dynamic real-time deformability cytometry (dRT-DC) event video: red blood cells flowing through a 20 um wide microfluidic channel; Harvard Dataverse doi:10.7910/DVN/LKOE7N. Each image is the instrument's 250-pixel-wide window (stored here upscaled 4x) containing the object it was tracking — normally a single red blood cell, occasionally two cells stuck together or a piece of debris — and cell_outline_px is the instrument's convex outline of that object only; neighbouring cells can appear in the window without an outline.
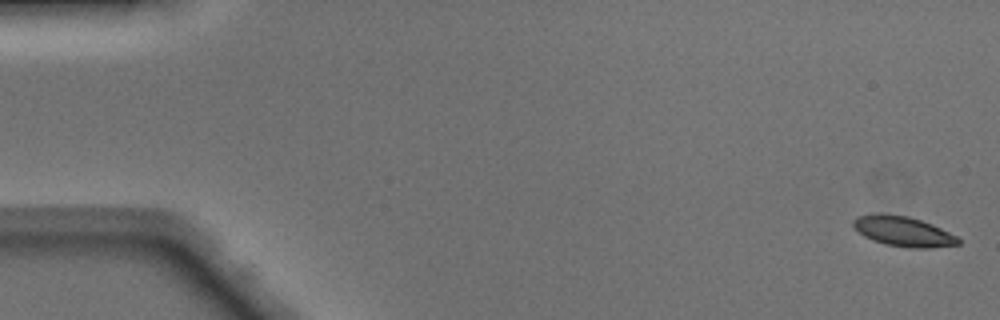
{"species": "Egyptian fruit bat (a non-hibernating species)", "species_latin": "Rousettus aegyptiacus", "temperature_condition": "warm", "stored_images_in_passage": 50, "camera_frame_rate_fps": 3000, "um_per_image_px": 0.085, "animal": {"sex": "male"}, "frame": {"image": 1, "passage_image": 1, "time_ms": 0.0, "image_size_px": [1000, 320], "cell_outline_px": [[960, 244], [928, 248], [908, 248], [888, 244], [872, 240], [864, 236], [852, 224], [852, 220], [860, 216], [876, 212], [880, 212], [908, 216], [932, 224], [956, 236], [960, 240]], "centroid_in_image_um": [76.76, 19.65], "position_along_channel_um": 8.2, "area_um2": 18.26}}
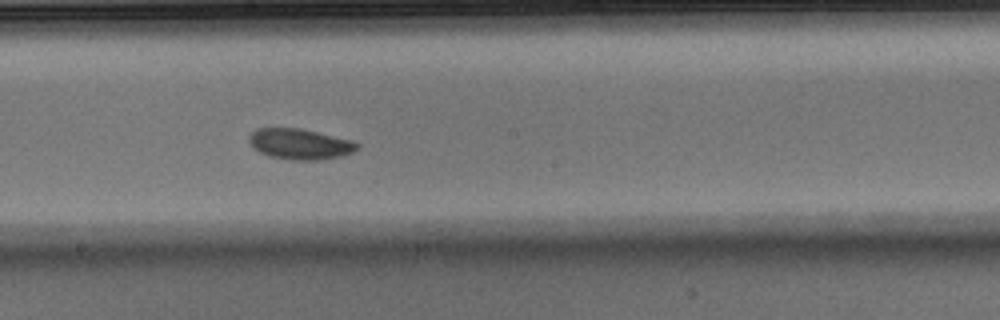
{"frame": {"image": 2, "passage_image": 27, "time_ms": 8.667, "image_size_px": [1000, 320], "cell_outline_px": [[360, 148], [344, 156], [320, 160], [292, 160], [268, 156], [252, 148], [248, 140], [248, 136], [256, 128], [300, 128], [352, 140], [360, 144]], "centroid_in_image_um": [25.5, 12.25], "position_along_channel_um": 222.7, "area_um2": 19.59}}
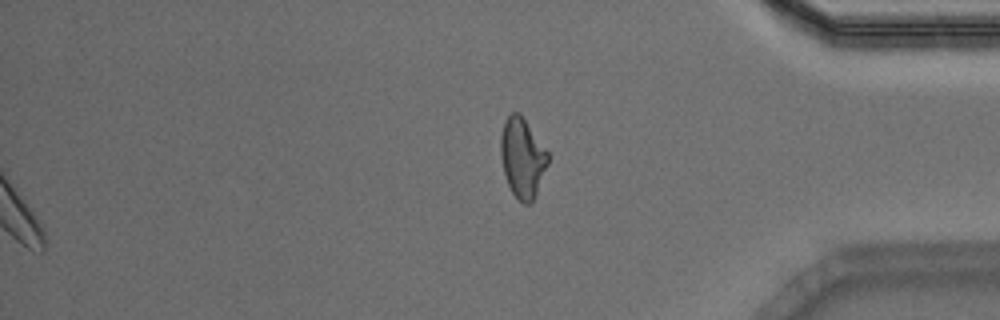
{"frame": {"image": 3, "passage_image": 50, "time_ms": 16.333, "image_size_px": [1000, 320], "cell_outline_px": [[548, 164], [532, 204], [524, 204], [512, 192], [508, 184], [504, 172], [500, 156], [500, 136], [504, 120], [512, 112], [520, 112], [548, 152]], "centroid_in_image_um": [44.39, 13.39], "position_along_channel_um": 390.8, "area_um2": 21.96}, "authors_computed_cell_mechanics": {"area_um2": 18.8428, "velocity_mm_per_s": 4.1167, "shape_relaxation_time_tau1_ms": 1.3346, "shape_relaxation_time_tau2_ms": 6.8234, "deformation_change_tau1": 0.0774, "deformation_change_tau2": 0.1118}}